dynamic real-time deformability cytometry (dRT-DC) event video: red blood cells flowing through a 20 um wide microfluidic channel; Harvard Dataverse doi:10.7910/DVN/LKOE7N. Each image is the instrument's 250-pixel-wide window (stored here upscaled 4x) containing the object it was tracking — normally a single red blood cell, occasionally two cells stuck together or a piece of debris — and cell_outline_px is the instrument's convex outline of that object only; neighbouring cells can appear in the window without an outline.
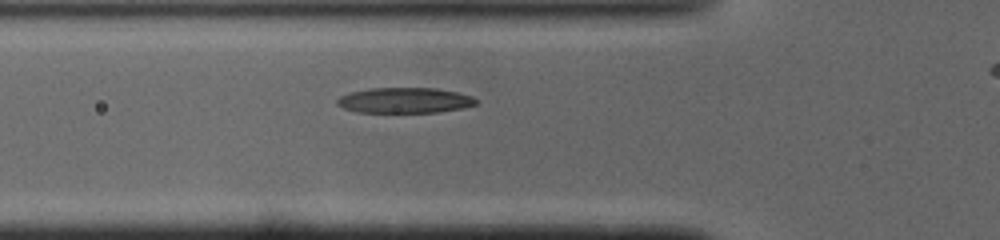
{"species": "common noctule bat (a hibernating species)", "species_latin": "Nyctalus noctula", "temperature_condition": "cold", "stored_images_in_passage": 26, "camera_frame_rate_fps": 3000, "um_per_image_px": 0.085, "animal": {"sex": "male", "body_mass_g": 19.0, "forearm_length_mm": 50.8}, "frame": {"image": 1, "passage_image": 2, "time_ms": 0.333, "image_size_px": [1000, 240], "cell_outline_px": [[476, 104], [464, 108], [436, 112], [356, 112], [344, 108], [336, 104], [336, 100], [340, 96], [352, 92], [368, 88], [436, 88], [456, 92], [472, 96], [476, 100]], "centroid_in_image_um": [34.38, 8.53], "position_along_channel_um": 91.4, "area_um2": 20.52}}
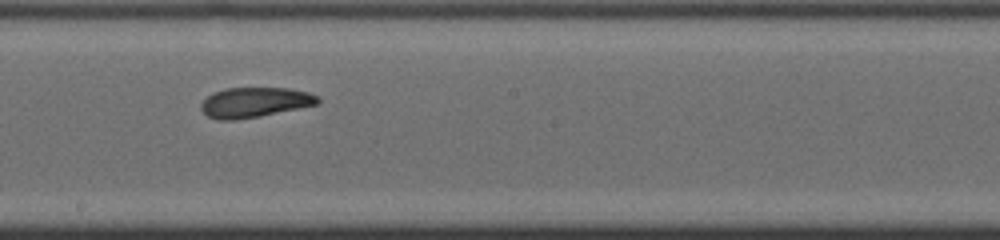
{"frame": {"image": 2, "passage_image": 12, "time_ms": 3.667, "image_size_px": [1000, 240], "cell_outline_px": [[320, 100], [316, 104], [260, 116], [236, 120], [216, 120], [208, 116], [200, 108], [200, 104], [212, 92], [228, 88], [292, 88], [308, 92], [320, 96]], "centroid_in_image_um": [21.63, 8.69], "position_along_channel_um": 226.6, "area_um2": 20.4}}
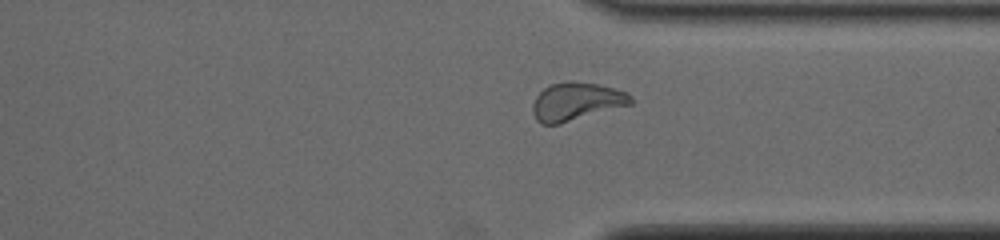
{"frame": {"image": 3, "passage_image": 22, "time_ms": 7.0, "image_size_px": [1000, 240], "cell_outline_px": [[632, 104], [560, 124], [540, 124], [536, 120], [532, 112], [532, 104], [536, 96], [544, 88], [552, 84], [568, 80], [572, 80], [596, 84], [612, 88], [624, 92], [632, 96]], "centroid_in_image_um": [48.95, 8.64], "position_along_channel_um": 362.5, "area_um2": 21.73}}